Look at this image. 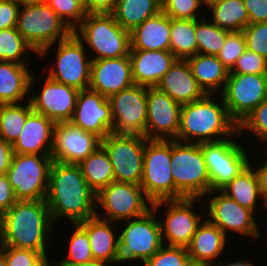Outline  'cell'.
<instances>
[{
  "label": "cell",
  "instance_id": "6da1fadb",
  "mask_svg": "<svg viewBox=\"0 0 267 266\" xmlns=\"http://www.w3.org/2000/svg\"><path fill=\"white\" fill-rule=\"evenodd\" d=\"M45 201L54 225L61 217L76 224L96 214V193L87 184L79 164L53 161Z\"/></svg>",
  "mask_w": 267,
  "mask_h": 266
},
{
  "label": "cell",
  "instance_id": "7a4b0ae2",
  "mask_svg": "<svg viewBox=\"0 0 267 266\" xmlns=\"http://www.w3.org/2000/svg\"><path fill=\"white\" fill-rule=\"evenodd\" d=\"M54 226L45 200H18L0 215V243L51 253L48 249Z\"/></svg>",
  "mask_w": 267,
  "mask_h": 266
},
{
  "label": "cell",
  "instance_id": "3957f363",
  "mask_svg": "<svg viewBox=\"0 0 267 266\" xmlns=\"http://www.w3.org/2000/svg\"><path fill=\"white\" fill-rule=\"evenodd\" d=\"M237 131L238 125L229 116L222 96L205 94L182 105L175 140L194 144L216 142L232 137Z\"/></svg>",
  "mask_w": 267,
  "mask_h": 266
},
{
  "label": "cell",
  "instance_id": "277c9868",
  "mask_svg": "<svg viewBox=\"0 0 267 266\" xmlns=\"http://www.w3.org/2000/svg\"><path fill=\"white\" fill-rule=\"evenodd\" d=\"M124 222L122 228L118 227L120 231L114 266L125 263L131 265L134 262L143 264L164 245L158 214L153 208L140 217L121 221L119 225Z\"/></svg>",
  "mask_w": 267,
  "mask_h": 266
},
{
  "label": "cell",
  "instance_id": "5b68a950",
  "mask_svg": "<svg viewBox=\"0 0 267 266\" xmlns=\"http://www.w3.org/2000/svg\"><path fill=\"white\" fill-rule=\"evenodd\" d=\"M73 32L88 46L91 60L129 56L130 32L116 22L113 14H87Z\"/></svg>",
  "mask_w": 267,
  "mask_h": 266
},
{
  "label": "cell",
  "instance_id": "8992f818",
  "mask_svg": "<svg viewBox=\"0 0 267 266\" xmlns=\"http://www.w3.org/2000/svg\"><path fill=\"white\" fill-rule=\"evenodd\" d=\"M57 45V46H56ZM54 48V64L49 65L47 76L59 83L85 90L90 85L91 57L83 42L74 34L44 48L38 57L47 58Z\"/></svg>",
  "mask_w": 267,
  "mask_h": 266
},
{
  "label": "cell",
  "instance_id": "52a82bcc",
  "mask_svg": "<svg viewBox=\"0 0 267 266\" xmlns=\"http://www.w3.org/2000/svg\"><path fill=\"white\" fill-rule=\"evenodd\" d=\"M172 176L184 198H201L210 192V178L201 146L171 140Z\"/></svg>",
  "mask_w": 267,
  "mask_h": 266
},
{
  "label": "cell",
  "instance_id": "ba28073f",
  "mask_svg": "<svg viewBox=\"0 0 267 266\" xmlns=\"http://www.w3.org/2000/svg\"><path fill=\"white\" fill-rule=\"evenodd\" d=\"M242 141L237 131L227 139L199 144L210 178V191L220 190L250 163V145L245 147Z\"/></svg>",
  "mask_w": 267,
  "mask_h": 266
},
{
  "label": "cell",
  "instance_id": "9c48e42d",
  "mask_svg": "<svg viewBox=\"0 0 267 266\" xmlns=\"http://www.w3.org/2000/svg\"><path fill=\"white\" fill-rule=\"evenodd\" d=\"M202 200L201 198H183L153 202L152 208L159 217L164 245L187 247L190 244L198 225L205 218V209L200 208V212L196 210L199 208L197 202L200 205L204 203ZM161 208L165 213L163 218L159 216Z\"/></svg>",
  "mask_w": 267,
  "mask_h": 266
},
{
  "label": "cell",
  "instance_id": "30bf717a",
  "mask_svg": "<svg viewBox=\"0 0 267 266\" xmlns=\"http://www.w3.org/2000/svg\"><path fill=\"white\" fill-rule=\"evenodd\" d=\"M171 171V140H147L140 185L152 202L184 198L175 188Z\"/></svg>",
  "mask_w": 267,
  "mask_h": 266
},
{
  "label": "cell",
  "instance_id": "8fae6325",
  "mask_svg": "<svg viewBox=\"0 0 267 266\" xmlns=\"http://www.w3.org/2000/svg\"><path fill=\"white\" fill-rule=\"evenodd\" d=\"M15 28L38 54L73 33L47 3L20 6Z\"/></svg>",
  "mask_w": 267,
  "mask_h": 266
},
{
  "label": "cell",
  "instance_id": "7c38bea8",
  "mask_svg": "<svg viewBox=\"0 0 267 266\" xmlns=\"http://www.w3.org/2000/svg\"><path fill=\"white\" fill-rule=\"evenodd\" d=\"M152 204L141 185L114 181L96 194L95 215L119 223L144 215Z\"/></svg>",
  "mask_w": 267,
  "mask_h": 266
},
{
  "label": "cell",
  "instance_id": "4fadbf2b",
  "mask_svg": "<svg viewBox=\"0 0 267 266\" xmlns=\"http://www.w3.org/2000/svg\"><path fill=\"white\" fill-rule=\"evenodd\" d=\"M203 199L205 200L203 205L207 209L205 217L229 239L233 233L242 238H255L256 241L262 236L259 228L261 225L252 210L239 205L220 190L210 191Z\"/></svg>",
  "mask_w": 267,
  "mask_h": 266
},
{
  "label": "cell",
  "instance_id": "5bb4252c",
  "mask_svg": "<svg viewBox=\"0 0 267 266\" xmlns=\"http://www.w3.org/2000/svg\"><path fill=\"white\" fill-rule=\"evenodd\" d=\"M52 163L51 155L14 153L7 176L17 200H45Z\"/></svg>",
  "mask_w": 267,
  "mask_h": 266
},
{
  "label": "cell",
  "instance_id": "9a60e30c",
  "mask_svg": "<svg viewBox=\"0 0 267 266\" xmlns=\"http://www.w3.org/2000/svg\"><path fill=\"white\" fill-rule=\"evenodd\" d=\"M147 140L140 135L116 133H110L101 140V146L111 161L115 182L140 185Z\"/></svg>",
  "mask_w": 267,
  "mask_h": 266
},
{
  "label": "cell",
  "instance_id": "2e32d148",
  "mask_svg": "<svg viewBox=\"0 0 267 266\" xmlns=\"http://www.w3.org/2000/svg\"><path fill=\"white\" fill-rule=\"evenodd\" d=\"M231 119L239 126L243 120L267 99V74L229 73L222 93Z\"/></svg>",
  "mask_w": 267,
  "mask_h": 266
},
{
  "label": "cell",
  "instance_id": "e0dca14e",
  "mask_svg": "<svg viewBox=\"0 0 267 266\" xmlns=\"http://www.w3.org/2000/svg\"><path fill=\"white\" fill-rule=\"evenodd\" d=\"M38 75L32 73L30 79L29 101L35 113L44 115L54 123L71 121L79 90L56 82L47 75L38 79ZM44 79L40 90L33 92V86L37 80ZM32 92V94H31ZM34 93V94H33Z\"/></svg>",
  "mask_w": 267,
  "mask_h": 266
},
{
  "label": "cell",
  "instance_id": "ac0fdd59",
  "mask_svg": "<svg viewBox=\"0 0 267 266\" xmlns=\"http://www.w3.org/2000/svg\"><path fill=\"white\" fill-rule=\"evenodd\" d=\"M108 100L113 118L112 133L145 137L147 87L134 84Z\"/></svg>",
  "mask_w": 267,
  "mask_h": 266
},
{
  "label": "cell",
  "instance_id": "d6986e66",
  "mask_svg": "<svg viewBox=\"0 0 267 266\" xmlns=\"http://www.w3.org/2000/svg\"><path fill=\"white\" fill-rule=\"evenodd\" d=\"M181 107L157 87H147L145 137L148 140H175L180 126Z\"/></svg>",
  "mask_w": 267,
  "mask_h": 266
},
{
  "label": "cell",
  "instance_id": "ffe728a7",
  "mask_svg": "<svg viewBox=\"0 0 267 266\" xmlns=\"http://www.w3.org/2000/svg\"><path fill=\"white\" fill-rule=\"evenodd\" d=\"M101 145V139L71 121L55 123L51 157L55 162L80 164Z\"/></svg>",
  "mask_w": 267,
  "mask_h": 266
},
{
  "label": "cell",
  "instance_id": "44dd1931",
  "mask_svg": "<svg viewBox=\"0 0 267 266\" xmlns=\"http://www.w3.org/2000/svg\"><path fill=\"white\" fill-rule=\"evenodd\" d=\"M71 122L101 140L112 133L113 118L108 98L91 89L79 90Z\"/></svg>",
  "mask_w": 267,
  "mask_h": 266
},
{
  "label": "cell",
  "instance_id": "7402d4cb",
  "mask_svg": "<svg viewBox=\"0 0 267 266\" xmlns=\"http://www.w3.org/2000/svg\"><path fill=\"white\" fill-rule=\"evenodd\" d=\"M130 56L91 61L89 89L105 98L134 85Z\"/></svg>",
  "mask_w": 267,
  "mask_h": 266
},
{
  "label": "cell",
  "instance_id": "603a6c76",
  "mask_svg": "<svg viewBox=\"0 0 267 266\" xmlns=\"http://www.w3.org/2000/svg\"><path fill=\"white\" fill-rule=\"evenodd\" d=\"M133 81L137 85L156 87L177 59L170 50H130Z\"/></svg>",
  "mask_w": 267,
  "mask_h": 266
},
{
  "label": "cell",
  "instance_id": "cb8c5ba5",
  "mask_svg": "<svg viewBox=\"0 0 267 266\" xmlns=\"http://www.w3.org/2000/svg\"><path fill=\"white\" fill-rule=\"evenodd\" d=\"M54 125L51 119L33 111L12 144L14 153L51 155Z\"/></svg>",
  "mask_w": 267,
  "mask_h": 266
},
{
  "label": "cell",
  "instance_id": "d4e9b609",
  "mask_svg": "<svg viewBox=\"0 0 267 266\" xmlns=\"http://www.w3.org/2000/svg\"><path fill=\"white\" fill-rule=\"evenodd\" d=\"M156 87L181 105L194 102L205 95L194 78L187 59H176Z\"/></svg>",
  "mask_w": 267,
  "mask_h": 266
},
{
  "label": "cell",
  "instance_id": "484cf974",
  "mask_svg": "<svg viewBox=\"0 0 267 266\" xmlns=\"http://www.w3.org/2000/svg\"><path fill=\"white\" fill-rule=\"evenodd\" d=\"M228 241L231 242L216 225L205 217L186 248L191 261L216 264L220 261L222 254L226 253Z\"/></svg>",
  "mask_w": 267,
  "mask_h": 266
},
{
  "label": "cell",
  "instance_id": "4316f807",
  "mask_svg": "<svg viewBox=\"0 0 267 266\" xmlns=\"http://www.w3.org/2000/svg\"><path fill=\"white\" fill-rule=\"evenodd\" d=\"M171 18L162 10L130 32V50H170Z\"/></svg>",
  "mask_w": 267,
  "mask_h": 266
},
{
  "label": "cell",
  "instance_id": "83f0119b",
  "mask_svg": "<svg viewBox=\"0 0 267 266\" xmlns=\"http://www.w3.org/2000/svg\"><path fill=\"white\" fill-rule=\"evenodd\" d=\"M78 224L88 234L93 259L113 264L119 238V230L117 231L119 226H116L118 223L99 218L95 215Z\"/></svg>",
  "mask_w": 267,
  "mask_h": 266
},
{
  "label": "cell",
  "instance_id": "f1b7e54d",
  "mask_svg": "<svg viewBox=\"0 0 267 266\" xmlns=\"http://www.w3.org/2000/svg\"><path fill=\"white\" fill-rule=\"evenodd\" d=\"M28 66L29 64L0 61V104L29 100L30 79L34 70Z\"/></svg>",
  "mask_w": 267,
  "mask_h": 266
},
{
  "label": "cell",
  "instance_id": "f546056e",
  "mask_svg": "<svg viewBox=\"0 0 267 266\" xmlns=\"http://www.w3.org/2000/svg\"><path fill=\"white\" fill-rule=\"evenodd\" d=\"M192 74L205 94H221L229 70L216 55L196 54L187 58Z\"/></svg>",
  "mask_w": 267,
  "mask_h": 266
},
{
  "label": "cell",
  "instance_id": "4dcf8cb0",
  "mask_svg": "<svg viewBox=\"0 0 267 266\" xmlns=\"http://www.w3.org/2000/svg\"><path fill=\"white\" fill-rule=\"evenodd\" d=\"M220 191L254 213L257 212L258 205L264 207V198L260 193L258 178L250 164L223 186Z\"/></svg>",
  "mask_w": 267,
  "mask_h": 266
},
{
  "label": "cell",
  "instance_id": "1f68e13d",
  "mask_svg": "<svg viewBox=\"0 0 267 266\" xmlns=\"http://www.w3.org/2000/svg\"><path fill=\"white\" fill-rule=\"evenodd\" d=\"M161 10V0H117L112 14L122 28L131 32Z\"/></svg>",
  "mask_w": 267,
  "mask_h": 266
},
{
  "label": "cell",
  "instance_id": "d6a6232c",
  "mask_svg": "<svg viewBox=\"0 0 267 266\" xmlns=\"http://www.w3.org/2000/svg\"><path fill=\"white\" fill-rule=\"evenodd\" d=\"M205 13L216 26L230 32H241L249 25L243 0H225L209 7Z\"/></svg>",
  "mask_w": 267,
  "mask_h": 266
},
{
  "label": "cell",
  "instance_id": "836d02e7",
  "mask_svg": "<svg viewBox=\"0 0 267 266\" xmlns=\"http://www.w3.org/2000/svg\"><path fill=\"white\" fill-rule=\"evenodd\" d=\"M79 166L87 184L96 194L115 181L111 161L101 145Z\"/></svg>",
  "mask_w": 267,
  "mask_h": 266
},
{
  "label": "cell",
  "instance_id": "e575fe53",
  "mask_svg": "<svg viewBox=\"0 0 267 266\" xmlns=\"http://www.w3.org/2000/svg\"><path fill=\"white\" fill-rule=\"evenodd\" d=\"M170 51L177 59L198 54L195 20L171 18Z\"/></svg>",
  "mask_w": 267,
  "mask_h": 266
},
{
  "label": "cell",
  "instance_id": "d590c367",
  "mask_svg": "<svg viewBox=\"0 0 267 266\" xmlns=\"http://www.w3.org/2000/svg\"><path fill=\"white\" fill-rule=\"evenodd\" d=\"M32 112L29 100L23 102V105L22 103L0 104V139L13 144Z\"/></svg>",
  "mask_w": 267,
  "mask_h": 266
},
{
  "label": "cell",
  "instance_id": "8d00e7d4",
  "mask_svg": "<svg viewBox=\"0 0 267 266\" xmlns=\"http://www.w3.org/2000/svg\"><path fill=\"white\" fill-rule=\"evenodd\" d=\"M28 53L38 56L15 27L0 30V61L29 64Z\"/></svg>",
  "mask_w": 267,
  "mask_h": 266
},
{
  "label": "cell",
  "instance_id": "74e56055",
  "mask_svg": "<svg viewBox=\"0 0 267 266\" xmlns=\"http://www.w3.org/2000/svg\"><path fill=\"white\" fill-rule=\"evenodd\" d=\"M231 32L216 26L206 16L195 20L198 54L217 55Z\"/></svg>",
  "mask_w": 267,
  "mask_h": 266
},
{
  "label": "cell",
  "instance_id": "f35d334b",
  "mask_svg": "<svg viewBox=\"0 0 267 266\" xmlns=\"http://www.w3.org/2000/svg\"><path fill=\"white\" fill-rule=\"evenodd\" d=\"M72 234L69 235V248L66 257L56 259V266H77L85 262L93 260V255L90 247V240L87 232L78 224H71ZM58 261V262H57Z\"/></svg>",
  "mask_w": 267,
  "mask_h": 266
},
{
  "label": "cell",
  "instance_id": "ab89813d",
  "mask_svg": "<svg viewBox=\"0 0 267 266\" xmlns=\"http://www.w3.org/2000/svg\"><path fill=\"white\" fill-rule=\"evenodd\" d=\"M240 137L244 140L245 134L254 135L262 146L267 143V99L261 102L238 126Z\"/></svg>",
  "mask_w": 267,
  "mask_h": 266
},
{
  "label": "cell",
  "instance_id": "60d3db41",
  "mask_svg": "<svg viewBox=\"0 0 267 266\" xmlns=\"http://www.w3.org/2000/svg\"><path fill=\"white\" fill-rule=\"evenodd\" d=\"M161 5L162 11L173 19L199 20L206 16L202 0H161Z\"/></svg>",
  "mask_w": 267,
  "mask_h": 266
},
{
  "label": "cell",
  "instance_id": "b9f144b4",
  "mask_svg": "<svg viewBox=\"0 0 267 266\" xmlns=\"http://www.w3.org/2000/svg\"><path fill=\"white\" fill-rule=\"evenodd\" d=\"M190 261L186 247L163 245L142 266H187Z\"/></svg>",
  "mask_w": 267,
  "mask_h": 266
},
{
  "label": "cell",
  "instance_id": "7bdbcfd3",
  "mask_svg": "<svg viewBox=\"0 0 267 266\" xmlns=\"http://www.w3.org/2000/svg\"><path fill=\"white\" fill-rule=\"evenodd\" d=\"M245 50L246 41L243 32H231L226 37L224 45L216 56L231 71Z\"/></svg>",
  "mask_w": 267,
  "mask_h": 266
},
{
  "label": "cell",
  "instance_id": "ee69618b",
  "mask_svg": "<svg viewBox=\"0 0 267 266\" xmlns=\"http://www.w3.org/2000/svg\"><path fill=\"white\" fill-rule=\"evenodd\" d=\"M47 4L74 30L86 17L85 9L75 0H48Z\"/></svg>",
  "mask_w": 267,
  "mask_h": 266
},
{
  "label": "cell",
  "instance_id": "f6af8a7d",
  "mask_svg": "<svg viewBox=\"0 0 267 266\" xmlns=\"http://www.w3.org/2000/svg\"><path fill=\"white\" fill-rule=\"evenodd\" d=\"M246 49L267 60V22L249 24L243 31Z\"/></svg>",
  "mask_w": 267,
  "mask_h": 266
},
{
  "label": "cell",
  "instance_id": "bcb514c9",
  "mask_svg": "<svg viewBox=\"0 0 267 266\" xmlns=\"http://www.w3.org/2000/svg\"><path fill=\"white\" fill-rule=\"evenodd\" d=\"M229 73L267 74V60L257 53L246 49Z\"/></svg>",
  "mask_w": 267,
  "mask_h": 266
},
{
  "label": "cell",
  "instance_id": "7dc6e473",
  "mask_svg": "<svg viewBox=\"0 0 267 266\" xmlns=\"http://www.w3.org/2000/svg\"><path fill=\"white\" fill-rule=\"evenodd\" d=\"M43 254L31 249L5 246L7 266H32Z\"/></svg>",
  "mask_w": 267,
  "mask_h": 266
},
{
  "label": "cell",
  "instance_id": "c3c4849f",
  "mask_svg": "<svg viewBox=\"0 0 267 266\" xmlns=\"http://www.w3.org/2000/svg\"><path fill=\"white\" fill-rule=\"evenodd\" d=\"M19 8L13 0H0V30L16 27Z\"/></svg>",
  "mask_w": 267,
  "mask_h": 266
},
{
  "label": "cell",
  "instance_id": "681fc988",
  "mask_svg": "<svg viewBox=\"0 0 267 266\" xmlns=\"http://www.w3.org/2000/svg\"><path fill=\"white\" fill-rule=\"evenodd\" d=\"M249 24L267 22V0H243Z\"/></svg>",
  "mask_w": 267,
  "mask_h": 266
},
{
  "label": "cell",
  "instance_id": "f907efd6",
  "mask_svg": "<svg viewBox=\"0 0 267 266\" xmlns=\"http://www.w3.org/2000/svg\"><path fill=\"white\" fill-rule=\"evenodd\" d=\"M17 201L7 174H0V215L11 208Z\"/></svg>",
  "mask_w": 267,
  "mask_h": 266
},
{
  "label": "cell",
  "instance_id": "816d5d0a",
  "mask_svg": "<svg viewBox=\"0 0 267 266\" xmlns=\"http://www.w3.org/2000/svg\"><path fill=\"white\" fill-rule=\"evenodd\" d=\"M260 154H263L264 156L263 157L261 156V158L259 159V163H257L258 160L256 161V159H258V158H256V156H252V157H255V159L252 160V157H251L249 164L255 170V173H256L257 178H258L260 193H261L262 197L265 198L267 196V159H266L267 157L265 158L264 153L260 152ZM260 164H262V165H260Z\"/></svg>",
  "mask_w": 267,
  "mask_h": 266
},
{
  "label": "cell",
  "instance_id": "f5cc1de1",
  "mask_svg": "<svg viewBox=\"0 0 267 266\" xmlns=\"http://www.w3.org/2000/svg\"><path fill=\"white\" fill-rule=\"evenodd\" d=\"M117 0H86V14H112Z\"/></svg>",
  "mask_w": 267,
  "mask_h": 266
},
{
  "label": "cell",
  "instance_id": "db71d44e",
  "mask_svg": "<svg viewBox=\"0 0 267 266\" xmlns=\"http://www.w3.org/2000/svg\"><path fill=\"white\" fill-rule=\"evenodd\" d=\"M13 155L12 144L0 139V174H7Z\"/></svg>",
  "mask_w": 267,
  "mask_h": 266
},
{
  "label": "cell",
  "instance_id": "11a10c76",
  "mask_svg": "<svg viewBox=\"0 0 267 266\" xmlns=\"http://www.w3.org/2000/svg\"><path fill=\"white\" fill-rule=\"evenodd\" d=\"M238 259H241V260H236L235 261L233 259V261L231 262V259H229V261H226L225 262V260L223 259L222 261L220 260L216 264H213V266H255L254 263H253L254 261L253 260L251 261L250 257H249V260L248 259H245L244 260V259H242V257L241 258H238Z\"/></svg>",
  "mask_w": 267,
  "mask_h": 266
},
{
  "label": "cell",
  "instance_id": "9f6ffc18",
  "mask_svg": "<svg viewBox=\"0 0 267 266\" xmlns=\"http://www.w3.org/2000/svg\"><path fill=\"white\" fill-rule=\"evenodd\" d=\"M49 253L43 254L38 260H36L32 266H56V261L50 259ZM52 260V262H51Z\"/></svg>",
  "mask_w": 267,
  "mask_h": 266
},
{
  "label": "cell",
  "instance_id": "6f0895ef",
  "mask_svg": "<svg viewBox=\"0 0 267 266\" xmlns=\"http://www.w3.org/2000/svg\"><path fill=\"white\" fill-rule=\"evenodd\" d=\"M13 1L19 4L20 6L37 5L48 2V0H13Z\"/></svg>",
  "mask_w": 267,
  "mask_h": 266
},
{
  "label": "cell",
  "instance_id": "680465c9",
  "mask_svg": "<svg viewBox=\"0 0 267 266\" xmlns=\"http://www.w3.org/2000/svg\"><path fill=\"white\" fill-rule=\"evenodd\" d=\"M77 266H113V264L105 262V261L93 259L91 261L85 262Z\"/></svg>",
  "mask_w": 267,
  "mask_h": 266
},
{
  "label": "cell",
  "instance_id": "91938a15",
  "mask_svg": "<svg viewBox=\"0 0 267 266\" xmlns=\"http://www.w3.org/2000/svg\"><path fill=\"white\" fill-rule=\"evenodd\" d=\"M0 266H7L5 259V246L0 243Z\"/></svg>",
  "mask_w": 267,
  "mask_h": 266
},
{
  "label": "cell",
  "instance_id": "94428289",
  "mask_svg": "<svg viewBox=\"0 0 267 266\" xmlns=\"http://www.w3.org/2000/svg\"><path fill=\"white\" fill-rule=\"evenodd\" d=\"M225 0H202L203 6L205 8V10H207L209 7L218 4L220 2H223Z\"/></svg>",
  "mask_w": 267,
  "mask_h": 266
},
{
  "label": "cell",
  "instance_id": "6125c7cd",
  "mask_svg": "<svg viewBox=\"0 0 267 266\" xmlns=\"http://www.w3.org/2000/svg\"><path fill=\"white\" fill-rule=\"evenodd\" d=\"M187 266H213V264L190 261V263Z\"/></svg>",
  "mask_w": 267,
  "mask_h": 266
},
{
  "label": "cell",
  "instance_id": "be15d7a7",
  "mask_svg": "<svg viewBox=\"0 0 267 266\" xmlns=\"http://www.w3.org/2000/svg\"><path fill=\"white\" fill-rule=\"evenodd\" d=\"M75 1L79 3L85 9L86 12V0H75Z\"/></svg>",
  "mask_w": 267,
  "mask_h": 266
},
{
  "label": "cell",
  "instance_id": "e7e4bbea",
  "mask_svg": "<svg viewBox=\"0 0 267 266\" xmlns=\"http://www.w3.org/2000/svg\"><path fill=\"white\" fill-rule=\"evenodd\" d=\"M264 209H267V196L264 198Z\"/></svg>",
  "mask_w": 267,
  "mask_h": 266
},
{
  "label": "cell",
  "instance_id": "03108f58",
  "mask_svg": "<svg viewBox=\"0 0 267 266\" xmlns=\"http://www.w3.org/2000/svg\"><path fill=\"white\" fill-rule=\"evenodd\" d=\"M266 146H267V143H266ZM264 152H266L265 153L266 154L265 156L267 157V147H266V149L265 148L263 149V152L262 153H264Z\"/></svg>",
  "mask_w": 267,
  "mask_h": 266
}]
</instances>
